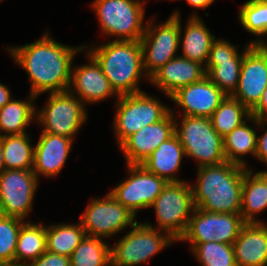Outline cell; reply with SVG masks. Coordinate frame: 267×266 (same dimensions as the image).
I'll return each instance as SVG.
<instances>
[{
	"label": "cell",
	"mask_w": 267,
	"mask_h": 266,
	"mask_svg": "<svg viewBox=\"0 0 267 266\" xmlns=\"http://www.w3.org/2000/svg\"><path fill=\"white\" fill-rule=\"evenodd\" d=\"M149 19L140 44L143 66L149 79L168 61L179 54L180 16H169L164 23ZM158 23V24H157Z\"/></svg>",
	"instance_id": "obj_10"
},
{
	"label": "cell",
	"mask_w": 267,
	"mask_h": 266,
	"mask_svg": "<svg viewBox=\"0 0 267 266\" xmlns=\"http://www.w3.org/2000/svg\"><path fill=\"white\" fill-rule=\"evenodd\" d=\"M174 240L164 231L136 222L126 235L111 247V266H137L158 254Z\"/></svg>",
	"instance_id": "obj_9"
},
{
	"label": "cell",
	"mask_w": 267,
	"mask_h": 266,
	"mask_svg": "<svg viewBox=\"0 0 267 266\" xmlns=\"http://www.w3.org/2000/svg\"><path fill=\"white\" fill-rule=\"evenodd\" d=\"M25 220L0 215V266H15V250Z\"/></svg>",
	"instance_id": "obj_34"
},
{
	"label": "cell",
	"mask_w": 267,
	"mask_h": 266,
	"mask_svg": "<svg viewBox=\"0 0 267 266\" xmlns=\"http://www.w3.org/2000/svg\"><path fill=\"white\" fill-rule=\"evenodd\" d=\"M147 0H94L91 8L97 15L101 34L113 40L140 41L145 31ZM144 23V24H143Z\"/></svg>",
	"instance_id": "obj_5"
},
{
	"label": "cell",
	"mask_w": 267,
	"mask_h": 266,
	"mask_svg": "<svg viewBox=\"0 0 267 266\" xmlns=\"http://www.w3.org/2000/svg\"><path fill=\"white\" fill-rule=\"evenodd\" d=\"M250 115L259 120L267 119V86L258 104L250 111Z\"/></svg>",
	"instance_id": "obj_40"
},
{
	"label": "cell",
	"mask_w": 267,
	"mask_h": 266,
	"mask_svg": "<svg viewBox=\"0 0 267 266\" xmlns=\"http://www.w3.org/2000/svg\"><path fill=\"white\" fill-rule=\"evenodd\" d=\"M28 266H71V264L70 257L46 251Z\"/></svg>",
	"instance_id": "obj_39"
},
{
	"label": "cell",
	"mask_w": 267,
	"mask_h": 266,
	"mask_svg": "<svg viewBox=\"0 0 267 266\" xmlns=\"http://www.w3.org/2000/svg\"><path fill=\"white\" fill-rule=\"evenodd\" d=\"M105 240L86 235L70 256L71 266H111V244Z\"/></svg>",
	"instance_id": "obj_30"
},
{
	"label": "cell",
	"mask_w": 267,
	"mask_h": 266,
	"mask_svg": "<svg viewBox=\"0 0 267 266\" xmlns=\"http://www.w3.org/2000/svg\"><path fill=\"white\" fill-rule=\"evenodd\" d=\"M5 170L2 137H0V173Z\"/></svg>",
	"instance_id": "obj_43"
},
{
	"label": "cell",
	"mask_w": 267,
	"mask_h": 266,
	"mask_svg": "<svg viewBox=\"0 0 267 266\" xmlns=\"http://www.w3.org/2000/svg\"><path fill=\"white\" fill-rule=\"evenodd\" d=\"M128 176L110 194L132 214L150 208L167 185V181L148 172L141 164H126Z\"/></svg>",
	"instance_id": "obj_12"
},
{
	"label": "cell",
	"mask_w": 267,
	"mask_h": 266,
	"mask_svg": "<svg viewBox=\"0 0 267 266\" xmlns=\"http://www.w3.org/2000/svg\"><path fill=\"white\" fill-rule=\"evenodd\" d=\"M227 95L207 76L174 93L170 100L178 105L184 116L211 118Z\"/></svg>",
	"instance_id": "obj_17"
},
{
	"label": "cell",
	"mask_w": 267,
	"mask_h": 266,
	"mask_svg": "<svg viewBox=\"0 0 267 266\" xmlns=\"http://www.w3.org/2000/svg\"><path fill=\"white\" fill-rule=\"evenodd\" d=\"M171 113L174 114L175 134L184 147L185 156L194 159L197 167L226 161L223 137L213 128L211 118L177 115L173 108Z\"/></svg>",
	"instance_id": "obj_4"
},
{
	"label": "cell",
	"mask_w": 267,
	"mask_h": 266,
	"mask_svg": "<svg viewBox=\"0 0 267 266\" xmlns=\"http://www.w3.org/2000/svg\"><path fill=\"white\" fill-rule=\"evenodd\" d=\"M216 0H185V2L195 9L209 8Z\"/></svg>",
	"instance_id": "obj_42"
},
{
	"label": "cell",
	"mask_w": 267,
	"mask_h": 266,
	"mask_svg": "<svg viewBox=\"0 0 267 266\" xmlns=\"http://www.w3.org/2000/svg\"><path fill=\"white\" fill-rule=\"evenodd\" d=\"M250 116V111L240 101L227 95L211 116V121L216 132L225 137Z\"/></svg>",
	"instance_id": "obj_32"
},
{
	"label": "cell",
	"mask_w": 267,
	"mask_h": 266,
	"mask_svg": "<svg viewBox=\"0 0 267 266\" xmlns=\"http://www.w3.org/2000/svg\"><path fill=\"white\" fill-rule=\"evenodd\" d=\"M245 224L241 214L213 212L214 241L233 245Z\"/></svg>",
	"instance_id": "obj_36"
},
{
	"label": "cell",
	"mask_w": 267,
	"mask_h": 266,
	"mask_svg": "<svg viewBox=\"0 0 267 266\" xmlns=\"http://www.w3.org/2000/svg\"><path fill=\"white\" fill-rule=\"evenodd\" d=\"M240 45H234L226 39H215L208 55L207 60L234 59L240 52L237 48Z\"/></svg>",
	"instance_id": "obj_37"
},
{
	"label": "cell",
	"mask_w": 267,
	"mask_h": 266,
	"mask_svg": "<svg viewBox=\"0 0 267 266\" xmlns=\"http://www.w3.org/2000/svg\"><path fill=\"white\" fill-rule=\"evenodd\" d=\"M180 14L178 9L174 10L171 14L172 16H180L179 46H182V53L179 55L186 59L197 61L205 66L210 48L216 37L210 32V29L207 28L201 17L195 13H191L188 17L182 34L183 27H181L182 21Z\"/></svg>",
	"instance_id": "obj_21"
},
{
	"label": "cell",
	"mask_w": 267,
	"mask_h": 266,
	"mask_svg": "<svg viewBox=\"0 0 267 266\" xmlns=\"http://www.w3.org/2000/svg\"><path fill=\"white\" fill-rule=\"evenodd\" d=\"M35 42L19 46H6L13 61L24 69L30 81V94L68 91L74 57L84 51V45L76 47L55 41L49 31Z\"/></svg>",
	"instance_id": "obj_1"
},
{
	"label": "cell",
	"mask_w": 267,
	"mask_h": 266,
	"mask_svg": "<svg viewBox=\"0 0 267 266\" xmlns=\"http://www.w3.org/2000/svg\"><path fill=\"white\" fill-rule=\"evenodd\" d=\"M247 169L228 161L197 167V181L195 185L191 183L195 207L214 213L240 214Z\"/></svg>",
	"instance_id": "obj_2"
},
{
	"label": "cell",
	"mask_w": 267,
	"mask_h": 266,
	"mask_svg": "<svg viewBox=\"0 0 267 266\" xmlns=\"http://www.w3.org/2000/svg\"><path fill=\"white\" fill-rule=\"evenodd\" d=\"M28 133L2 136L5 169H33L34 147Z\"/></svg>",
	"instance_id": "obj_28"
},
{
	"label": "cell",
	"mask_w": 267,
	"mask_h": 266,
	"mask_svg": "<svg viewBox=\"0 0 267 266\" xmlns=\"http://www.w3.org/2000/svg\"><path fill=\"white\" fill-rule=\"evenodd\" d=\"M267 86V45H253L243 56L237 89L231 95L251 111Z\"/></svg>",
	"instance_id": "obj_14"
},
{
	"label": "cell",
	"mask_w": 267,
	"mask_h": 266,
	"mask_svg": "<svg viewBox=\"0 0 267 266\" xmlns=\"http://www.w3.org/2000/svg\"><path fill=\"white\" fill-rule=\"evenodd\" d=\"M206 76L204 65L197 61L176 56L160 68L149 83L170 99L181 88L201 80Z\"/></svg>",
	"instance_id": "obj_19"
},
{
	"label": "cell",
	"mask_w": 267,
	"mask_h": 266,
	"mask_svg": "<svg viewBox=\"0 0 267 266\" xmlns=\"http://www.w3.org/2000/svg\"><path fill=\"white\" fill-rule=\"evenodd\" d=\"M36 99L29 93L26 100L13 98L0 108V137L28 132L26 127L35 121Z\"/></svg>",
	"instance_id": "obj_24"
},
{
	"label": "cell",
	"mask_w": 267,
	"mask_h": 266,
	"mask_svg": "<svg viewBox=\"0 0 267 266\" xmlns=\"http://www.w3.org/2000/svg\"><path fill=\"white\" fill-rule=\"evenodd\" d=\"M99 63L114 91L120 95L142 92L140 81H150L143 66L140 41L109 40L104 44H84Z\"/></svg>",
	"instance_id": "obj_3"
},
{
	"label": "cell",
	"mask_w": 267,
	"mask_h": 266,
	"mask_svg": "<svg viewBox=\"0 0 267 266\" xmlns=\"http://www.w3.org/2000/svg\"><path fill=\"white\" fill-rule=\"evenodd\" d=\"M233 248L237 266H267V223H246Z\"/></svg>",
	"instance_id": "obj_20"
},
{
	"label": "cell",
	"mask_w": 267,
	"mask_h": 266,
	"mask_svg": "<svg viewBox=\"0 0 267 266\" xmlns=\"http://www.w3.org/2000/svg\"><path fill=\"white\" fill-rule=\"evenodd\" d=\"M11 90L5 84L0 83V108L12 100Z\"/></svg>",
	"instance_id": "obj_41"
},
{
	"label": "cell",
	"mask_w": 267,
	"mask_h": 266,
	"mask_svg": "<svg viewBox=\"0 0 267 266\" xmlns=\"http://www.w3.org/2000/svg\"><path fill=\"white\" fill-rule=\"evenodd\" d=\"M189 244L193 256L201 266H237L231 244L215 241Z\"/></svg>",
	"instance_id": "obj_33"
},
{
	"label": "cell",
	"mask_w": 267,
	"mask_h": 266,
	"mask_svg": "<svg viewBox=\"0 0 267 266\" xmlns=\"http://www.w3.org/2000/svg\"><path fill=\"white\" fill-rule=\"evenodd\" d=\"M252 169L244 173L240 214L246 223H264L256 215L267 209V172Z\"/></svg>",
	"instance_id": "obj_23"
},
{
	"label": "cell",
	"mask_w": 267,
	"mask_h": 266,
	"mask_svg": "<svg viewBox=\"0 0 267 266\" xmlns=\"http://www.w3.org/2000/svg\"><path fill=\"white\" fill-rule=\"evenodd\" d=\"M115 105L116 112L112 125L118 147L129 136L144 126L162 120L171 111V107L162 103L158 97L144 91L120 95Z\"/></svg>",
	"instance_id": "obj_6"
},
{
	"label": "cell",
	"mask_w": 267,
	"mask_h": 266,
	"mask_svg": "<svg viewBox=\"0 0 267 266\" xmlns=\"http://www.w3.org/2000/svg\"><path fill=\"white\" fill-rule=\"evenodd\" d=\"M238 20L246 32L258 37L251 40V44H267V37L264 39L267 36V0L245 1L238 11Z\"/></svg>",
	"instance_id": "obj_31"
},
{
	"label": "cell",
	"mask_w": 267,
	"mask_h": 266,
	"mask_svg": "<svg viewBox=\"0 0 267 266\" xmlns=\"http://www.w3.org/2000/svg\"><path fill=\"white\" fill-rule=\"evenodd\" d=\"M186 157L184 147L179 138L174 134L162 142L141 165L150 173H154L167 182H181L176 176L181 169L182 159Z\"/></svg>",
	"instance_id": "obj_22"
},
{
	"label": "cell",
	"mask_w": 267,
	"mask_h": 266,
	"mask_svg": "<svg viewBox=\"0 0 267 266\" xmlns=\"http://www.w3.org/2000/svg\"><path fill=\"white\" fill-rule=\"evenodd\" d=\"M150 208H154L157 226L149 227L164 231L177 242L184 235L191 214L195 209L191 183L168 182Z\"/></svg>",
	"instance_id": "obj_7"
},
{
	"label": "cell",
	"mask_w": 267,
	"mask_h": 266,
	"mask_svg": "<svg viewBox=\"0 0 267 266\" xmlns=\"http://www.w3.org/2000/svg\"><path fill=\"white\" fill-rule=\"evenodd\" d=\"M46 104L37 109L35 121L41 132L75 138L87 122V106L69 91L48 93Z\"/></svg>",
	"instance_id": "obj_8"
},
{
	"label": "cell",
	"mask_w": 267,
	"mask_h": 266,
	"mask_svg": "<svg viewBox=\"0 0 267 266\" xmlns=\"http://www.w3.org/2000/svg\"><path fill=\"white\" fill-rule=\"evenodd\" d=\"M85 236L81 222L46 225L47 251L70 257Z\"/></svg>",
	"instance_id": "obj_29"
},
{
	"label": "cell",
	"mask_w": 267,
	"mask_h": 266,
	"mask_svg": "<svg viewBox=\"0 0 267 266\" xmlns=\"http://www.w3.org/2000/svg\"><path fill=\"white\" fill-rule=\"evenodd\" d=\"M251 121L252 116L223 137V150L226 161L245 168H248V166L244 157L251 154L255 158L257 149L258 132L254 129L255 126L252 128V126L247 125V122Z\"/></svg>",
	"instance_id": "obj_26"
},
{
	"label": "cell",
	"mask_w": 267,
	"mask_h": 266,
	"mask_svg": "<svg viewBox=\"0 0 267 266\" xmlns=\"http://www.w3.org/2000/svg\"><path fill=\"white\" fill-rule=\"evenodd\" d=\"M87 236L103 239L114 237L137 222L136 217L108 192L94 197L79 219Z\"/></svg>",
	"instance_id": "obj_11"
},
{
	"label": "cell",
	"mask_w": 267,
	"mask_h": 266,
	"mask_svg": "<svg viewBox=\"0 0 267 266\" xmlns=\"http://www.w3.org/2000/svg\"><path fill=\"white\" fill-rule=\"evenodd\" d=\"M87 63L72 66L68 91L78 97L85 105L97 104L109 97L117 100L119 95L112 88L110 81L102 71L96 59L84 49Z\"/></svg>",
	"instance_id": "obj_15"
},
{
	"label": "cell",
	"mask_w": 267,
	"mask_h": 266,
	"mask_svg": "<svg viewBox=\"0 0 267 266\" xmlns=\"http://www.w3.org/2000/svg\"><path fill=\"white\" fill-rule=\"evenodd\" d=\"M175 134L174 114L171 111L160 121L144 126L129 136L120 146L126 164H141L164 141Z\"/></svg>",
	"instance_id": "obj_16"
},
{
	"label": "cell",
	"mask_w": 267,
	"mask_h": 266,
	"mask_svg": "<svg viewBox=\"0 0 267 266\" xmlns=\"http://www.w3.org/2000/svg\"><path fill=\"white\" fill-rule=\"evenodd\" d=\"M72 138L42 132L34 145L33 172L40 177L54 178L62 171L73 147Z\"/></svg>",
	"instance_id": "obj_18"
},
{
	"label": "cell",
	"mask_w": 267,
	"mask_h": 266,
	"mask_svg": "<svg viewBox=\"0 0 267 266\" xmlns=\"http://www.w3.org/2000/svg\"><path fill=\"white\" fill-rule=\"evenodd\" d=\"M213 237V212L194 209L184 235L178 242L206 243L214 241Z\"/></svg>",
	"instance_id": "obj_35"
},
{
	"label": "cell",
	"mask_w": 267,
	"mask_h": 266,
	"mask_svg": "<svg viewBox=\"0 0 267 266\" xmlns=\"http://www.w3.org/2000/svg\"><path fill=\"white\" fill-rule=\"evenodd\" d=\"M39 180L32 169L0 173V215L26 221L32 211Z\"/></svg>",
	"instance_id": "obj_13"
},
{
	"label": "cell",
	"mask_w": 267,
	"mask_h": 266,
	"mask_svg": "<svg viewBox=\"0 0 267 266\" xmlns=\"http://www.w3.org/2000/svg\"><path fill=\"white\" fill-rule=\"evenodd\" d=\"M252 124L257 126V129H262L263 133L257 136V149L255 158L267 166V119H257L252 116ZM267 172V170H265Z\"/></svg>",
	"instance_id": "obj_38"
},
{
	"label": "cell",
	"mask_w": 267,
	"mask_h": 266,
	"mask_svg": "<svg viewBox=\"0 0 267 266\" xmlns=\"http://www.w3.org/2000/svg\"><path fill=\"white\" fill-rule=\"evenodd\" d=\"M252 46L248 42L234 59L207 60L204 66L206 76L226 95L231 96L237 89L243 56Z\"/></svg>",
	"instance_id": "obj_27"
},
{
	"label": "cell",
	"mask_w": 267,
	"mask_h": 266,
	"mask_svg": "<svg viewBox=\"0 0 267 266\" xmlns=\"http://www.w3.org/2000/svg\"><path fill=\"white\" fill-rule=\"evenodd\" d=\"M46 251V226L40 221H25L16 244L15 266H28Z\"/></svg>",
	"instance_id": "obj_25"
}]
</instances>
